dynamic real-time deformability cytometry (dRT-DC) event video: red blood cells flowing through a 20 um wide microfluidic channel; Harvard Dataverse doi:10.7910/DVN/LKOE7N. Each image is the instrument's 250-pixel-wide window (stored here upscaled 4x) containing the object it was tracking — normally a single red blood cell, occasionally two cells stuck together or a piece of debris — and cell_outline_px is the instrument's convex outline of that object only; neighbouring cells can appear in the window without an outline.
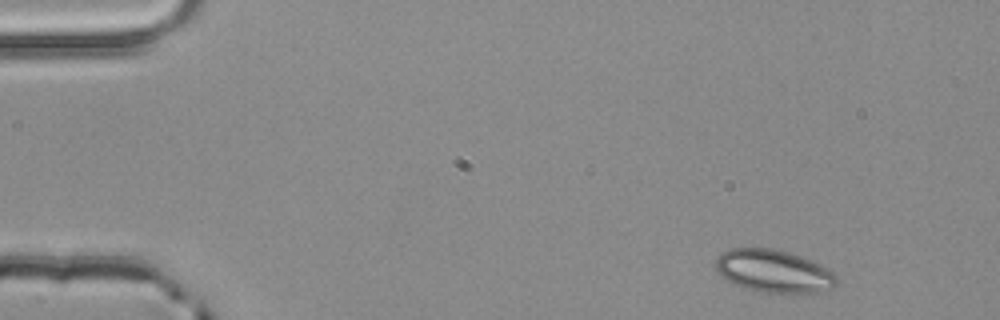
{"species": "common noctule bat (a hibernating species)", "species_latin": "Nyctalus noctula", "temperature_condition": "room temperature", "stored_images_in_passage": 3, "camera_frame_rate_fps": 3000, "um_per_image_px": 0.085, "animal": {"sex": "male", "body_mass_g": 20.4}, "frame": {"image": 1, "passage_image": 1, "time_ms": 0.0, "image_size_px": [1000, 320], "cell_outline_px": [[836, 284], [832, 288], [816, 292], [764, 292], [744, 288], [732, 284], [720, 276], [716, 272], [716, 256], [720, 252], [728, 248], [772, 248], [788, 252], [812, 260], [820, 264], [832, 272], [836, 276]], "centroid_in_image_um": [65.69, 23.03], "position_along_channel_um": 19.3, "area_um2": 30.17}}